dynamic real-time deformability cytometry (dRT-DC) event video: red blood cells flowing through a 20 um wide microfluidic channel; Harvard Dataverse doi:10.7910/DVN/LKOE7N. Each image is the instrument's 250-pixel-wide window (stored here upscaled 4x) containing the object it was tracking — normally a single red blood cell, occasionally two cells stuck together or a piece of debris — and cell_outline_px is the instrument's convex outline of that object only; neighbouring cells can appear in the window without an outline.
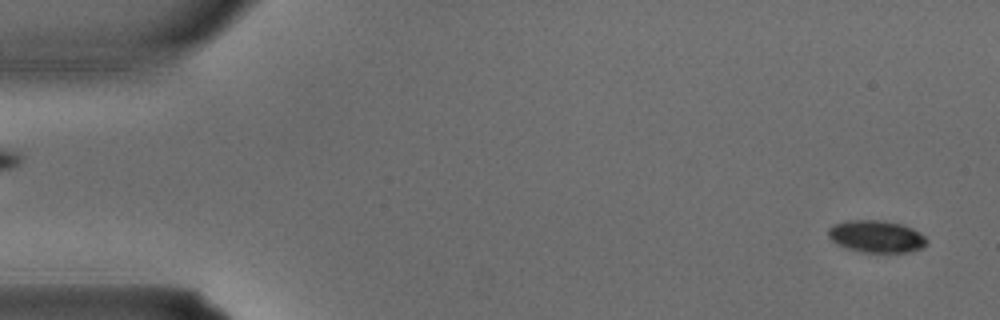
{"species": "common noctule bat (a hibernating species)", "species_latin": "Nyctalus noctula", "temperature_condition": "warm", "stored_images_in_passage": 4, "segment_of_instrument_passage": [2, 2], "camera_frame_rate_fps": 3000, "um_per_image_px": 0.085, "animal": {"sex": "male", "body_mass_g": 15.6}, "frame": {"image": 1, "passage_image": 4, "time_ms": 1.0, "image_size_px": [1000, 320], "cell_outline_px": [[928, 244], [924, 248], [908, 252], [860, 252], [836, 244], [828, 236], [828, 228], [832, 224], [844, 220], [884, 220], [904, 224], [920, 232], [928, 240]], "centroid_in_image_um": [74.51, 20.08], "position_along_channel_um": 10.5, "area_um2": 18.84}}